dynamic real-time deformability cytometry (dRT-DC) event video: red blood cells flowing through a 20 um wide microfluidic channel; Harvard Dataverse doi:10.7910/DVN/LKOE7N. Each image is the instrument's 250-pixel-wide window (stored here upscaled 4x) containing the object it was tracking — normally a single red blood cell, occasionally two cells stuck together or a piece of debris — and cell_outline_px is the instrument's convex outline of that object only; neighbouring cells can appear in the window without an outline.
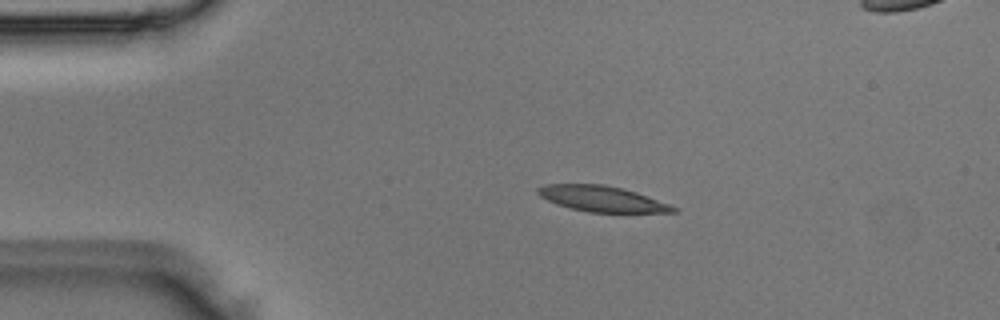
{"species": "Egyptian fruit bat (a non-hibernating species)", "species_latin": "Rousettus aegyptiacus", "temperature_condition": "room temperature", "stored_images_in_passage": 4, "camera_frame_rate_fps": 3000, "um_per_image_px": 0.085, "animal": {"sex": "male"}, "frame": {"image": 1, "passage_image": 2, "time_ms": 0.333, "image_size_px": [1000, 320], "cell_outline_px": [[680, 208], [676, 212], [588, 212], [568, 208], [556, 204], [540, 196], [536, 192], [536, 188], [544, 184], [604, 184], [624, 188], [648, 196]], "centroid_in_image_um": [51.16, 16.89], "position_along_channel_um": 33.8, "area_um2": 20.4}}